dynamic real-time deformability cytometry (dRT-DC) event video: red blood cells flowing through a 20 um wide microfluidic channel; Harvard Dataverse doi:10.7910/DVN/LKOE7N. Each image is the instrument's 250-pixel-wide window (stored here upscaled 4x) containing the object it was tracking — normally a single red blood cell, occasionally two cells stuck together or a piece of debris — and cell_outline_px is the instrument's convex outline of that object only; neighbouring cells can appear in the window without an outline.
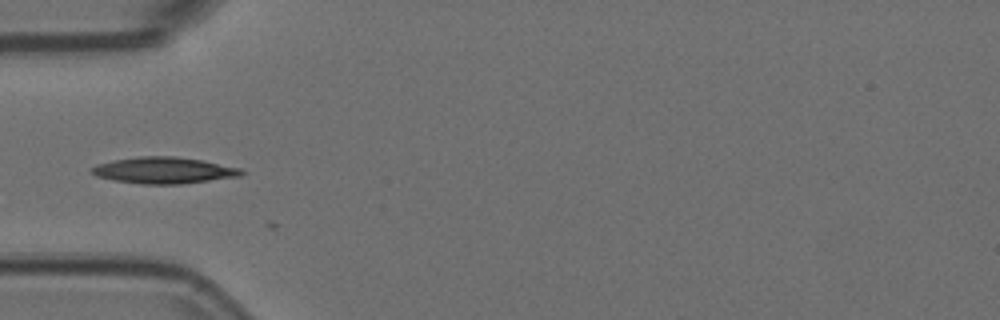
{"species": "Egyptian fruit bat (a non-hibernating species)", "species_latin": "Rousettus aegyptiacus", "temperature_condition": "room temperature", "stored_images_in_passage": 2, "camera_frame_rate_fps": 3000, "um_per_image_px": 0.085, "animal": {"sex": "female"}, "frame": {"image": 1, "passage_image": 1, "time_ms": 0.0, "image_size_px": [1000, 320], "cell_outline_px": [[244, 172], [240, 176], [180, 184], [140, 184], [112, 180], [96, 176], [88, 168], [96, 164], [112, 160], [140, 156], [176, 156], [200, 160], [240, 168]], "centroid_in_image_um": [13.85, 14.48], "position_along_channel_um": 71.1, "area_um2": 23.0}}